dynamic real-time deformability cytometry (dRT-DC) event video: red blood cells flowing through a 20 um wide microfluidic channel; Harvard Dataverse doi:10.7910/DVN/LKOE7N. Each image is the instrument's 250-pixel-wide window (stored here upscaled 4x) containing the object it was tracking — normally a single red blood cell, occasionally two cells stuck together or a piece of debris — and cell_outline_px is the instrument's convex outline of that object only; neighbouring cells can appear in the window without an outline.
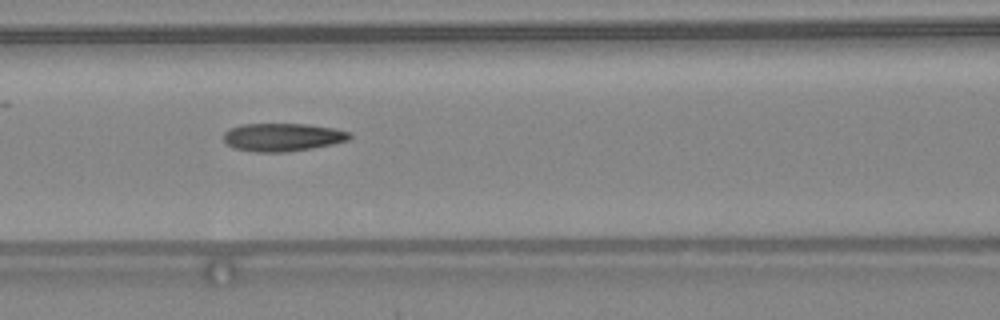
{"species": "common noctule bat (a hibernating species)", "species_latin": "Nyctalus noctula", "temperature_condition": "warm", "stored_images_in_passage": 29, "camera_frame_rate_fps": 3000, "um_per_image_px": 0.085, "animal": {"sex": "female", "body_mass_g": 24.6, "forearm_length_mm": 56.2}, "frame": {"image": 1, "passage_image": 9, "time_ms": 2.667, "image_size_px": [1000, 320], "cell_outline_px": [[352, 136], [348, 140], [332, 144], [312, 148], [284, 152], [256, 152], [232, 148], [224, 140], [224, 132], [240, 124], [308, 124], [336, 128], [348, 132]], "centroid_in_image_um": [24.02, 11.66], "position_along_channel_um": 142.6, "area_um2": 20.58}}